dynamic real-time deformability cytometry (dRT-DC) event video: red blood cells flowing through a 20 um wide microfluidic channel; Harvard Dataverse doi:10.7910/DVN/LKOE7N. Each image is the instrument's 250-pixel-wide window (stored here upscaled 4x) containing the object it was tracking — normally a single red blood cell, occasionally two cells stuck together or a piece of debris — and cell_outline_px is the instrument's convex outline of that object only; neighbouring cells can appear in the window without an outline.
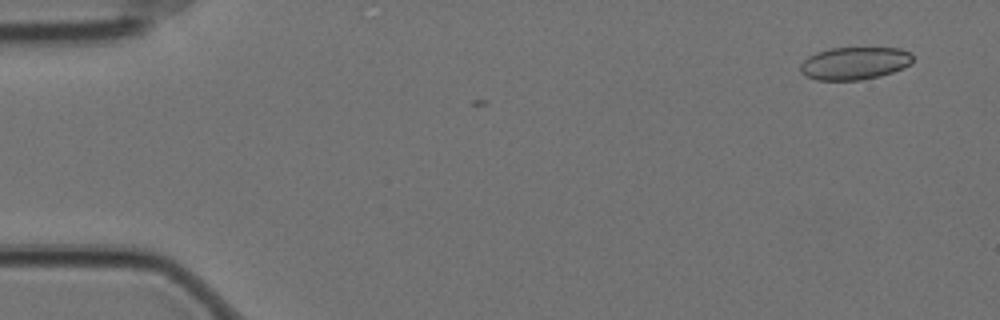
{"species": "Egyptian fruit bat (a non-hibernating species)", "species_latin": "Rousettus aegyptiacus", "temperature_condition": "cold", "stored_images_in_passage": 6, "camera_frame_rate_fps": 3000, "um_per_image_px": 0.085, "animal": {"sex": "female"}, "frame": {"image": 1, "passage_image": 4, "time_ms": 1.0, "image_size_px": [1000, 320], "cell_outline_px": [[912, 64], [904, 68], [880, 76], [860, 80], [816, 80], [804, 76], [800, 72], [800, 64], [808, 56], [816, 52], [828, 48], [900, 48], [912, 52]], "centroid_in_image_um": [72.63, 5.38], "position_along_channel_um": 12.4, "area_um2": 21.68}}